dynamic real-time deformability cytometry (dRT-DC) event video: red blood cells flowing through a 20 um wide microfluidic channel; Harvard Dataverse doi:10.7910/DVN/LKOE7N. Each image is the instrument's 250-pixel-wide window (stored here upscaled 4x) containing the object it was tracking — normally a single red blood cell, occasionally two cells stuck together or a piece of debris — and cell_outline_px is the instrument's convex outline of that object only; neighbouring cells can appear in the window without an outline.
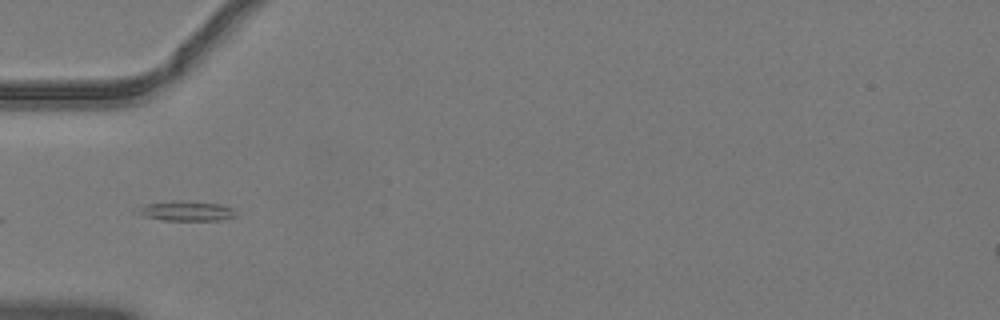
{"species": "common noctule bat (a hibernating species)", "species_latin": "Nyctalus noctula", "temperature_condition": "warm", "stored_images_in_passage": 7, "camera_frame_rate_fps": 3000, "um_per_image_px": 0.085, "animal": {"sex": "male", "body_mass_g": 19.2, "forearm_length_mm": 51.8}, "frame": {"image": 1, "passage_image": 1, "time_ms": 0.0, "image_size_px": [1000, 320], "cell_outline_px": [[240, 216], [224, 220], [164, 220], [144, 216], [132, 212], [144, 204], [172, 200], [188, 200], [220, 204], [232, 208]], "centroid_in_image_um": [15.84, 17.92], "position_along_channel_um": 69.2, "area_um2": 11.79}}